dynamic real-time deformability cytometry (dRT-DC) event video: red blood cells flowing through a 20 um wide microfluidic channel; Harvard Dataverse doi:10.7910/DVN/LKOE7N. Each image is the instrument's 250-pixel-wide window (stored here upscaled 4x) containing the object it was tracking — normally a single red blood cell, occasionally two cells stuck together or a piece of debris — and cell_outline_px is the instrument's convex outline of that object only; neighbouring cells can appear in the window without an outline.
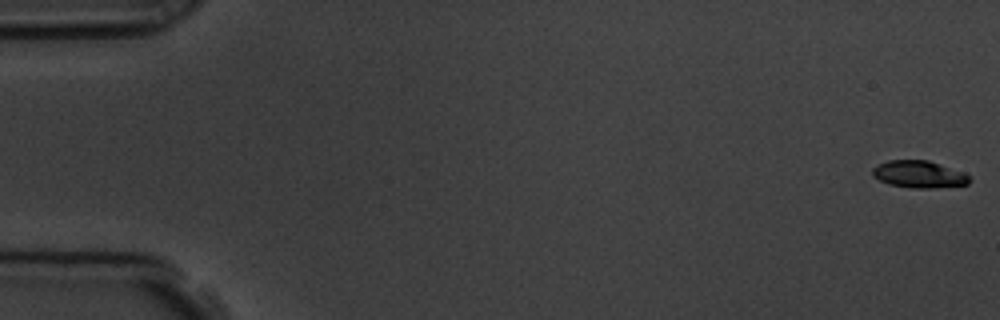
{"species": "common noctule bat (a hibernating species)", "species_latin": "Nyctalus noctula", "temperature_condition": "room temperature", "stored_images_in_passage": 54, "camera_frame_rate_fps": 3000, "um_per_image_px": 0.085, "animal": {"sex": "male", "body_mass_g": 19.5, "forearm_length_mm": 54.6}, "frame": {"image": 1, "passage_image": 1, "time_ms": 0.0, "image_size_px": [1000, 320], "cell_outline_px": [[972, 180], [968, 184], [932, 188], [912, 188], [888, 184], [872, 176], [872, 168], [876, 164], [888, 160], [928, 160], [964, 172]], "centroid_in_image_um": [78.09, 14.81], "position_along_channel_um": 6.9, "area_um2": 15.43}}
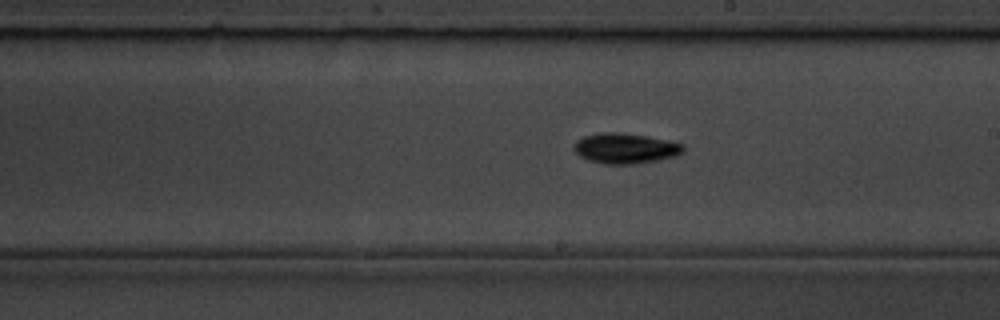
{"frame": {"image": 2, "passage_image": 31, "time_ms": 10.0, "image_size_px": [1000, 320], "cell_outline_px": [[684, 152], [676, 156], [660, 160], [636, 164], [604, 164], [588, 160], [580, 156], [572, 148], [572, 144], [576, 140], [584, 136], [604, 132], [620, 132], [648, 136], [668, 140], [684, 144]], "centroid_in_image_um": [53.16, 12.61], "position_along_channel_um": 235.8, "area_um2": 19.65}}
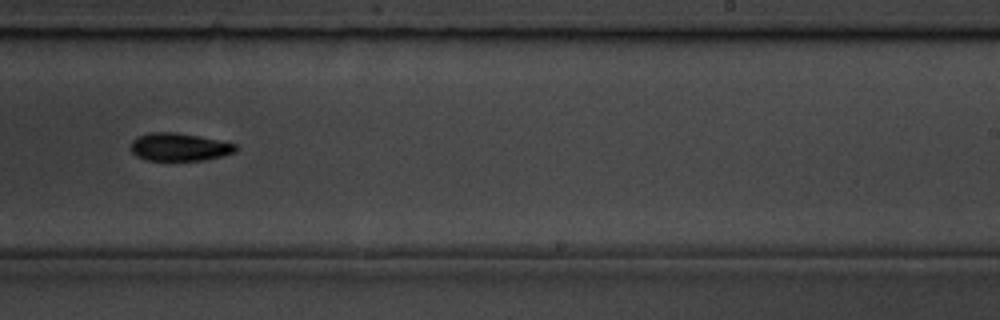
{"frame": {"image": 3, "passage_image": 34, "time_ms": 11.0, "image_size_px": [1000, 320], "cell_outline_px": [[236, 152], [204, 160], [144, 160], [136, 156], [128, 148], [132, 140], [140, 136], [152, 132], [176, 132], [200, 136], [236, 144]], "centroid_in_image_um": [15.19, 12.49], "position_along_channel_um": 273.8, "area_um2": 17.05}, "authors_computed_cell_mechanics": {"area_um2": 16.5597, "velocity_mm_per_s": 3.818, "shape_relaxation_time_tau1_ms": 2.4642, "shape_relaxation_time_tau2_ms": null, "deformation_change_tau1": 0.106, "deformation_change_tau2": null}}